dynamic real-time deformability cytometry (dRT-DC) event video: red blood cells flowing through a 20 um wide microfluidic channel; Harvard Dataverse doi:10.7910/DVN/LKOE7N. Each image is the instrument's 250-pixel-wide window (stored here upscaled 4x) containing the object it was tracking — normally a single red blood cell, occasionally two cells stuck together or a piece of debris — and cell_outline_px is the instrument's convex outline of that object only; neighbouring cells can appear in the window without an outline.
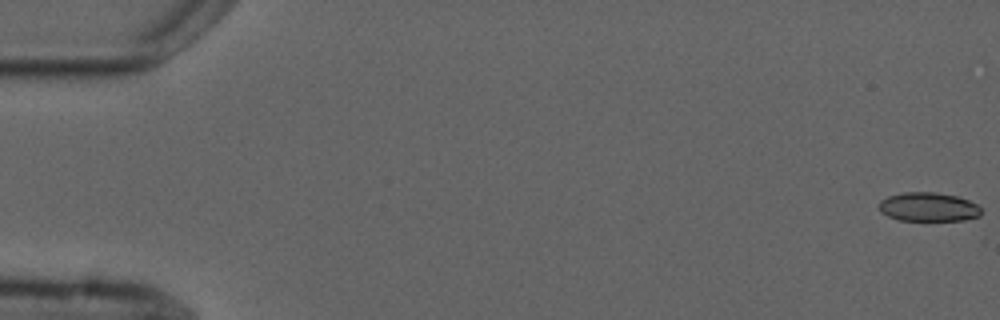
{"species": "common noctule bat (a hibernating species)", "species_latin": "Nyctalus noctula", "temperature_condition": "cold", "stored_images_in_passage": 5, "camera_frame_rate_fps": 3000, "um_per_image_px": 0.085, "animal": {"sex": "male", "forearm_length_mm": 52.5}, "frame": {"image": 1, "passage_image": 1, "time_ms": 0.0, "image_size_px": [1000, 320], "cell_outline_px": [[980, 216], [964, 220], [900, 220], [888, 216], [880, 212], [880, 200], [888, 196], [904, 192], [936, 192], [956, 196], [968, 200], [976, 204], [980, 208]], "centroid_in_image_um": [78.9, 17.59], "position_along_channel_um": 6.1, "area_um2": 17.11}}
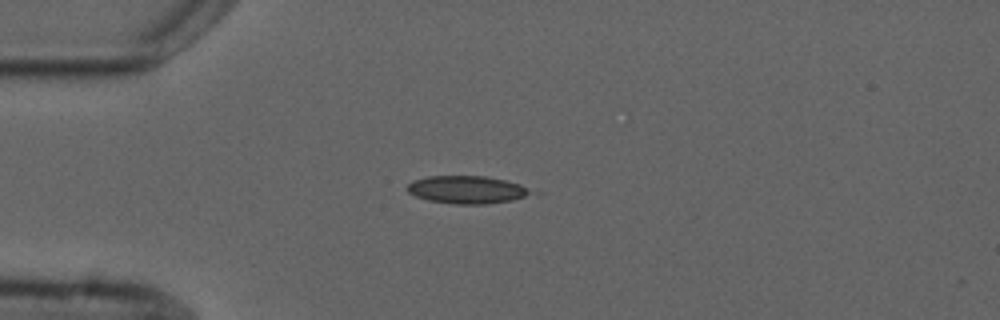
{"frame": {"image": 2, "passage_image": 5, "time_ms": 4.667, "image_size_px": [1000, 320], "cell_outline_px": [[544, 192], [512, 200], [488, 204], [456, 204], [428, 200], [416, 196], [408, 192], [408, 184], [412, 180], [428, 176], [484, 176], [504, 180], [520, 184]], "centroid_in_image_um": [39.81, 16.12], "position_along_channel_um": 45.2, "area_um2": 20.35}}